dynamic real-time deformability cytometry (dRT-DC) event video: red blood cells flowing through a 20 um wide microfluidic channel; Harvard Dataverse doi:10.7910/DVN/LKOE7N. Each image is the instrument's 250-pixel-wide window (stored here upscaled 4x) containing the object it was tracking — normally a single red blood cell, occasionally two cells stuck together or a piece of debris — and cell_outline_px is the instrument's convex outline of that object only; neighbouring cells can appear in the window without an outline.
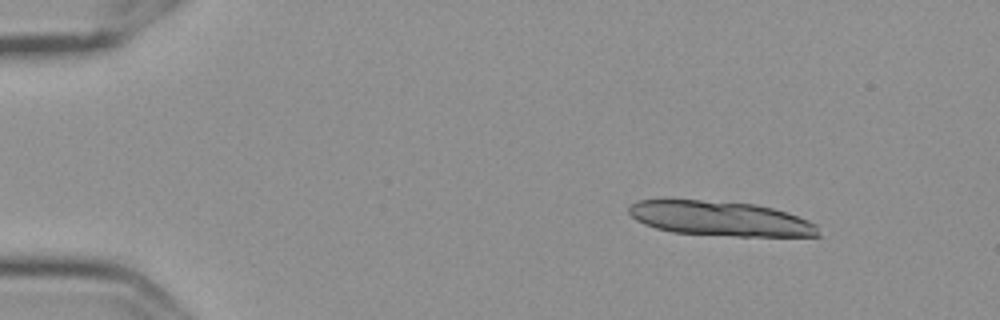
{"species": "Egyptian fruit bat (a non-hibernating species)", "species_latin": "Rousettus aegyptiacus", "temperature_condition": "cold", "stored_images_in_passage": 12, "camera_frame_rate_fps": 3000, "um_per_image_px": 0.085, "frame": {"image": 1, "passage_image": 2, "time_ms": 0.333, "image_size_px": [1000, 320], "cell_outline_px": [[824, 236], [736, 236], [672, 232], [656, 228], [644, 224], [636, 220], [628, 212], [628, 208], [636, 200], [700, 200], [756, 204], [788, 212], [808, 220], [816, 224]], "centroid_in_image_um": [61.27, 18.58], "position_along_channel_um": 23.7, "area_um2": 38.32}}